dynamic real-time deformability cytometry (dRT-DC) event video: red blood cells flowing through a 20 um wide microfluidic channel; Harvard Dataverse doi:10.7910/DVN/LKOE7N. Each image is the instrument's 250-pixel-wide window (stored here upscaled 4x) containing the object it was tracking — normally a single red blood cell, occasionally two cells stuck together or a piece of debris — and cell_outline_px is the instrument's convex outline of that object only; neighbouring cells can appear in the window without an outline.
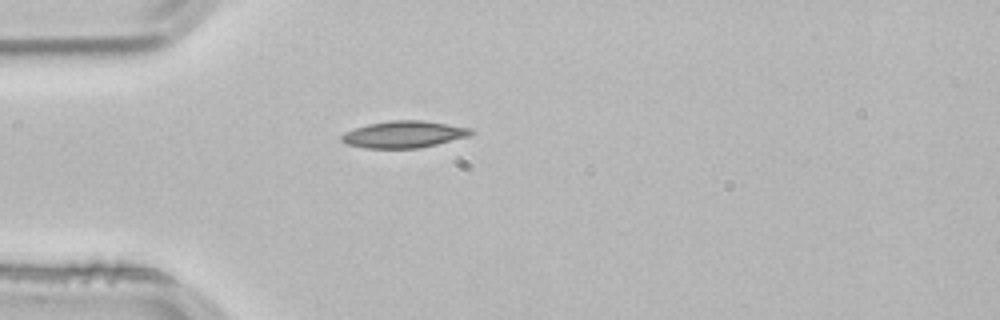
{"species": "common noctule bat (a hibernating species)", "species_latin": "Nyctalus noctula", "temperature_condition": "room temperature", "stored_images_in_passage": 39, "camera_frame_rate_fps": 3000, "um_per_image_px": 0.085, "animal": {"sex": "male", "body_mass_g": 21.5, "forearm_length_mm": 52.0}, "frame": {"image": 1, "passage_image": 1, "time_ms": 0.0, "image_size_px": [1000, 320], "cell_outline_px": [[476, 132], [468, 136], [420, 148], [364, 148], [348, 144], [340, 140], [340, 136], [344, 132], [368, 124], [388, 120], [424, 120], [472, 128]], "centroid_in_image_um": [34.33, 11.41], "position_along_channel_um": 50.7, "area_um2": 20.29}}
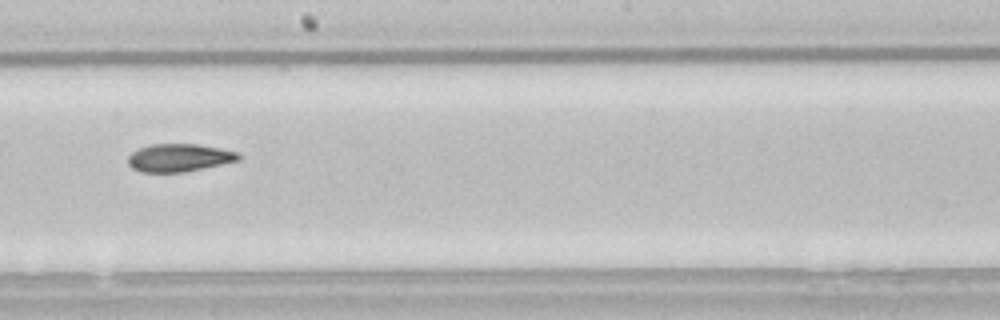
{"frame": {"image": 2, "passage_image": 16, "time_ms": 5.0, "image_size_px": [1000, 320], "cell_outline_px": [[244, 156], [240, 160], [184, 172], [140, 172], [132, 168], [128, 164], [128, 156], [132, 152], [140, 148], [152, 144], [196, 144], [220, 148], [236, 152]], "centroid_in_image_um": [15.23, 13.41], "position_along_channel_um": 233.0, "area_um2": 17.92}}
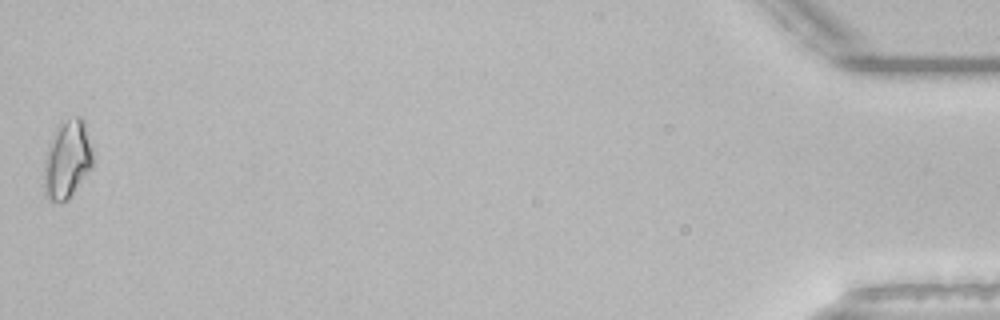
{"frame": {"image": 3, "passage_image": 39, "time_ms": 12.667, "image_size_px": [1000, 320], "cell_outline_px": [[92, 164], [68, 200], [48, 200], [44, 196], [44, 160], [48, 144], [52, 132], [56, 128], [68, 120], [76, 116], [80, 116], [84, 120], [92, 152]], "centroid_in_image_um": [5.67, 13.55], "position_along_channel_um": 429.5, "area_um2": 21.85}}